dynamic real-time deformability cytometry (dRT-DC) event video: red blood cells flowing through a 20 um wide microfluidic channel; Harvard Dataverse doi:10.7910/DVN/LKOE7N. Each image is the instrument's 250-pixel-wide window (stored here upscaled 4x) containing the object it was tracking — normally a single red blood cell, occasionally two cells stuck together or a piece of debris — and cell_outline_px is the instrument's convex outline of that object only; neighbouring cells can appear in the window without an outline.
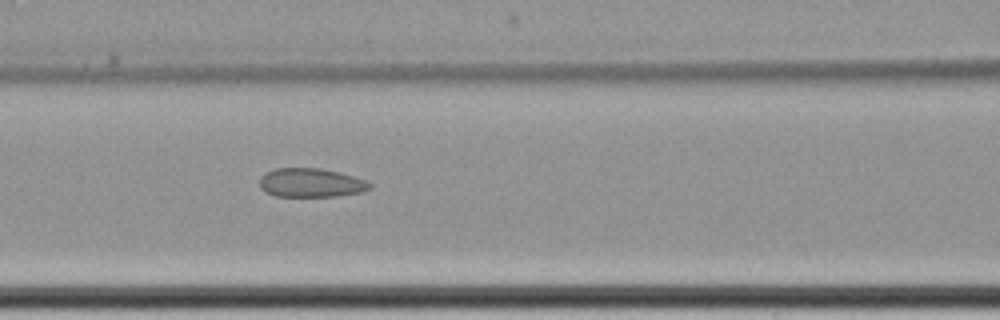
{"species": "common noctule bat (a hibernating species)", "species_latin": "Nyctalus noctula", "temperature_condition": "cold", "stored_images_in_passage": 8, "camera_frame_rate_fps": 3000, "um_per_image_px": 0.085, "animal": {"sex": "female", "body_mass_g": 22.7, "forearm_length_mm": 54.2}, "frame": {"image": 1, "passage_image": 8, "time_ms": 9.333, "image_size_px": [1000, 320], "cell_outline_px": [[372, 188], [360, 192], [336, 196], [276, 196], [264, 192], [260, 188], [260, 176], [276, 168], [320, 168], [340, 172], [364, 180], [372, 184]], "centroid_in_image_um": [26.41, 15.53], "position_along_channel_um": 140.2, "area_um2": 18.5}}